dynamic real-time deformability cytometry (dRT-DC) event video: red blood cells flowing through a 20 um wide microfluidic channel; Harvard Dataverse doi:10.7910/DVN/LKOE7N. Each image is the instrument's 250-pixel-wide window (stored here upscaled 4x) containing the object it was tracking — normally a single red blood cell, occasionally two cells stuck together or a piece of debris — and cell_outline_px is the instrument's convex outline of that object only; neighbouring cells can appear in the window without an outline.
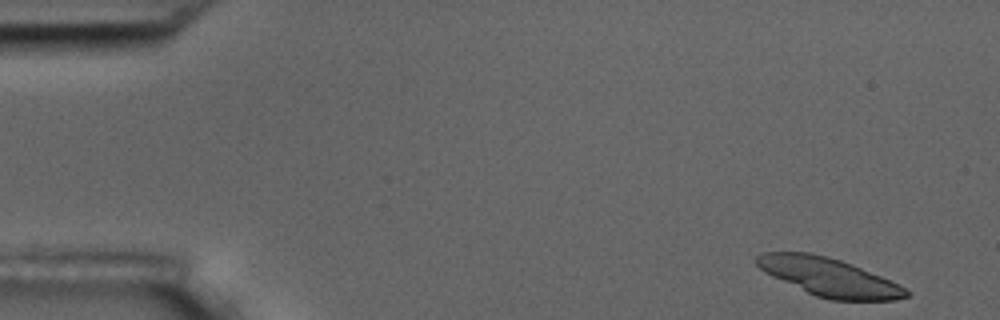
{"species": "common noctule bat (a hibernating species)", "species_latin": "Nyctalus noctula", "temperature_condition": "room temperature", "stored_images_in_passage": 6, "camera_frame_rate_fps": 3000, "um_per_image_px": 0.085, "animal": {"sex": "male", "body_mass_g": 17.5, "forearm_length_mm": 52.3}, "frame": {"image": 1, "passage_image": 1, "time_ms": 0.0, "image_size_px": [1000, 320], "cell_outline_px": [[912, 292], [908, 296], [896, 300], [832, 300], [816, 296], [772, 276], [764, 272], [756, 264], [756, 256], [760, 252], [808, 252], [828, 256], [852, 264], [880, 276]], "centroid_in_image_um": [70.43, 23.54], "position_along_channel_um": 14.6, "area_um2": 32.95}}